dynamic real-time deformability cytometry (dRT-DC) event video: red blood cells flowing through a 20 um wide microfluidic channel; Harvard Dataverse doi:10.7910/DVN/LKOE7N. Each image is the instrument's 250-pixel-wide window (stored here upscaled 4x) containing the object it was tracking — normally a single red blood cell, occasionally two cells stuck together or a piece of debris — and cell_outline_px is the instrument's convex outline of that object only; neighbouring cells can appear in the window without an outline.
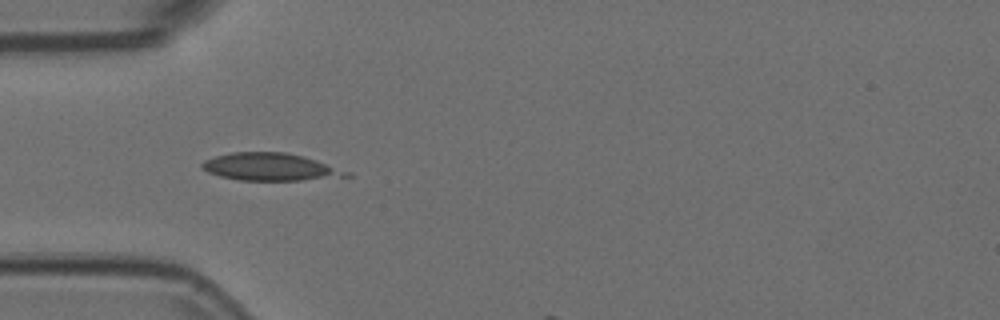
{"species": "Egyptian fruit bat (a non-hibernating species)", "species_latin": "Rousettus aegyptiacus", "temperature_condition": "room temperature", "stored_images_in_passage": 5, "camera_frame_rate_fps": 3000, "um_per_image_px": 0.085, "animal": {"sex": "female"}, "frame": {"image": 1, "passage_image": 4, "time_ms": 1.0, "image_size_px": [1000, 320], "cell_outline_px": [[352, 176], [300, 180], [240, 180], [220, 176], [208, 172], [200, 168], [200, 164], [204, 160], [216, 156], [232, 152], [284, 152], [304, 156], [352, 172]], "centroid_in_image_um": [22.98, 14.19], "position_along_channel_um": 62.0, "area_um2": 23.12}}